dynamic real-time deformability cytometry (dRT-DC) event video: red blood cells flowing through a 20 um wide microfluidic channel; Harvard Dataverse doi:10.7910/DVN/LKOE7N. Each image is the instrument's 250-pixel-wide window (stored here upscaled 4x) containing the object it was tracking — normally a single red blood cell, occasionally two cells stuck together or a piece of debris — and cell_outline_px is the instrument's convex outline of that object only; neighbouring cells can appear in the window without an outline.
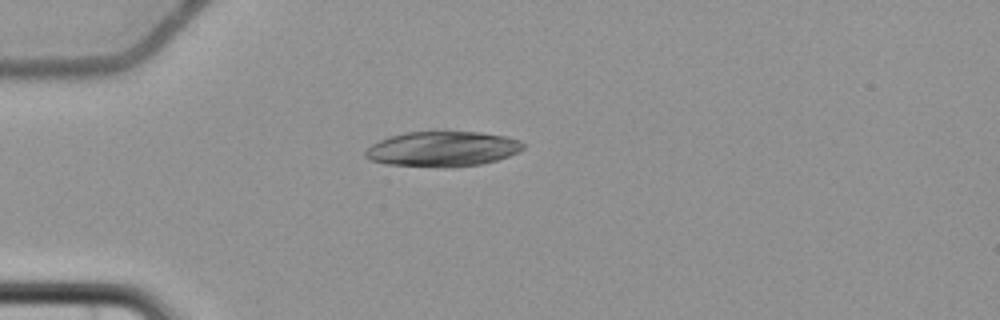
{"species": "common noctule bat (a hibernating species)", "species_latin": "Nyctalus noctula", "temperature_condition": "cold", "stored_images_in_passage": 3, "camera_frame_rate_fps": 3000, "um_per_image_px": 0.085, "animal": {"sex": "female", "body_mass_g": 22.7, "forearm_length_mm": 54.2}, "frame": {"image": 1, "passage_image": 1, "time_ms": 0.0, "image_size_px": [1000, 320], "cell_outline_px": [[524, 148], [508, 156], [496, 160], [480, 164], [444, 168], [384, 164], [372, 160], [364, 156], [364, 152], [372, 144], [388, 136], [404, 132], [480, 132], [508, 136], [520, 140], [524, 144]], "centroid_in_image_um": [37.6, 12.66], "position_along_channel_um": 47.4, "area_um2": 32.43}}